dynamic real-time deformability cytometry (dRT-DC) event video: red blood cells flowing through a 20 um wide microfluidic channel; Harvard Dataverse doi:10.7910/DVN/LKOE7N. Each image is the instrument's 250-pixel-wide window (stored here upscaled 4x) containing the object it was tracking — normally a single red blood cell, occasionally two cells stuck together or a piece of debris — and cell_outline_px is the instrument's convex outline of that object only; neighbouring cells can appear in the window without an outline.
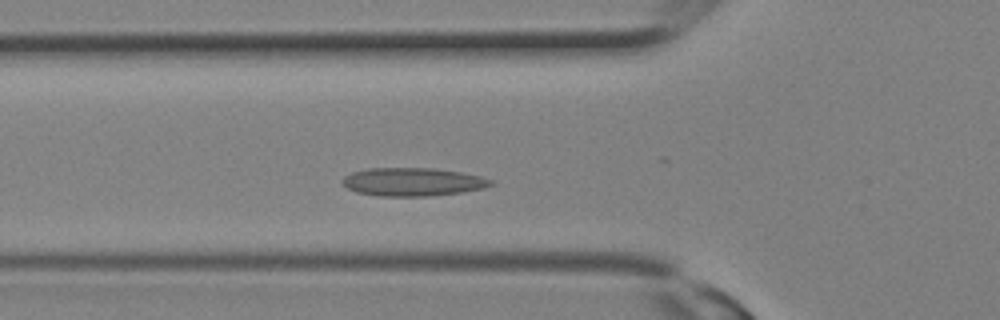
{"species": "Egyptian fruit bat (a non-hibernating species)", "species_latin": "Rousettus aegyptiacus", "temperature_condition": "room temperature", "stored_images_in_passage": 9, "camera_frame_rate_fps": 3000, "um_per_image_px": 0.085, "animal": {"sex": "female"}, "frame": {"image": 1, "passage_image": 7, "time_ms": 2.0, "image_size_px": [1000, 320], "cell_outline_px": [[496, 184], [484, 188], [460, 192], [428, 196], [380, 196], [356, 192], [348, 188], [340, 180], [344, 176], [352, 172], [368, 168], [432, 168], [460, 172], [480, 176], [492, 180]], "centroid_in_image_um": [35.08, 15.46], "position_along_channel_um": 90.7, "area_um2": 24.39}}
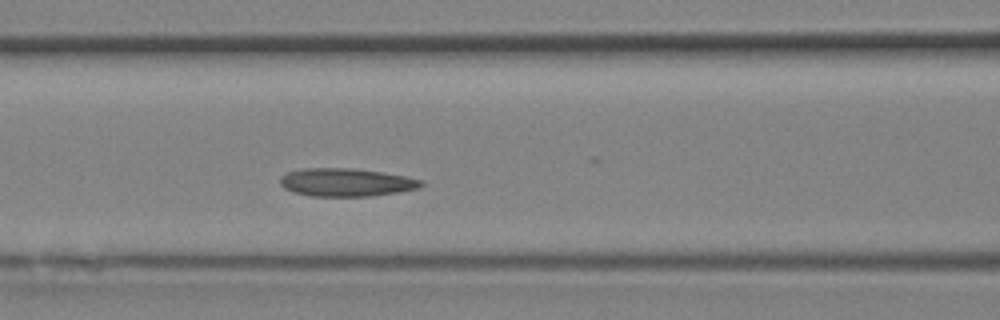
{"frame": {"image": 2, "passage_image": 9, "time_ms": 2.667, "image_size_px": [1000, 320], "cell_outline_px": [[424, 184], [420, 188], [400, 192], [372, 196], [312, 196], [292, 192], [284, 188], [280, 184], [280, 176], [284, 172], [300, 168], [352, 168], [384, 172], [424, 180]], "centroid_in_image_um": [29.41, 15.49], "position_along_channel_um": 137.2, "area_um2": 23.47}}